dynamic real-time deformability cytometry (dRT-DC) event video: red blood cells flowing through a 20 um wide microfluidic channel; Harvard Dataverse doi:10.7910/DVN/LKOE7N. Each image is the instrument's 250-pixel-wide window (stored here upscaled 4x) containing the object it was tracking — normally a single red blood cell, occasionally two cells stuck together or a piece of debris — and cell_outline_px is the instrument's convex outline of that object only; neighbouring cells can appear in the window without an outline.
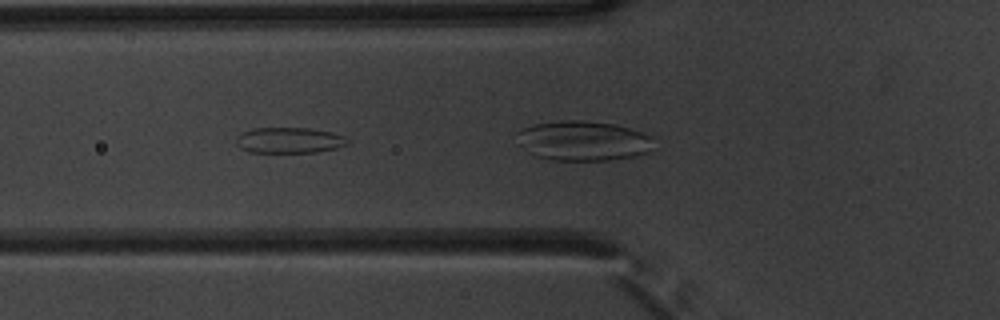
{"species": "common noctule bat (a hibernating species)", "species_latin": "Nyctalus noctula", "temperature_condition": "warm", "stored_images_in_passage": 27, "camera_frame_rate_fps": 3000, "um_per_image_px": 0.085, "animal": {"sex": "male", "body_mass_g": 20.1, "forearm_length_mm": 53.5}, "frame": {"image": 1, "passage_image": 5, "time_ms": 1.333, "image_size_px": [1000, 320], "cell_outline_px": [[348, 144], [336, 148], [316, 152], [248, 152], [240, 148], [236, 144], [236, 136], [240, 132], [252, 128], [308, 128], [332, 132], [344, 136], [348, 140]], "centroid_in_image_um": [24.54, 11.92], "position_along_channel_um": 101.3, "area_um2": 16.82}}
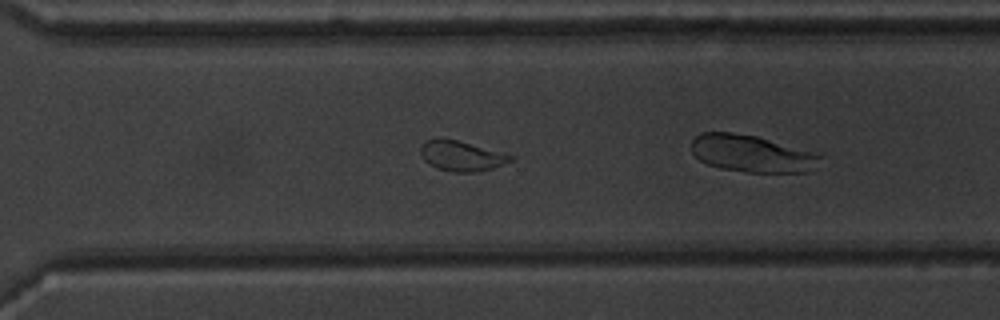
{"frame": {"image": 2, "passage_image": 23, "time_ms": 7.333, "image_size_px": [1000, 320], "cell_outline_px": [[516, 156], [512, 160], [492, 168], [476, 172], [452, 172], [436, 168], [428, 164], [424, 160], [420, 152], [420, 148], [424, 140], [440, 136], [504, 152]], "centroid_in_image_um": [39.19, 13.23], "position_along_channel_um": 331.4, "area_um2": 16.13}}